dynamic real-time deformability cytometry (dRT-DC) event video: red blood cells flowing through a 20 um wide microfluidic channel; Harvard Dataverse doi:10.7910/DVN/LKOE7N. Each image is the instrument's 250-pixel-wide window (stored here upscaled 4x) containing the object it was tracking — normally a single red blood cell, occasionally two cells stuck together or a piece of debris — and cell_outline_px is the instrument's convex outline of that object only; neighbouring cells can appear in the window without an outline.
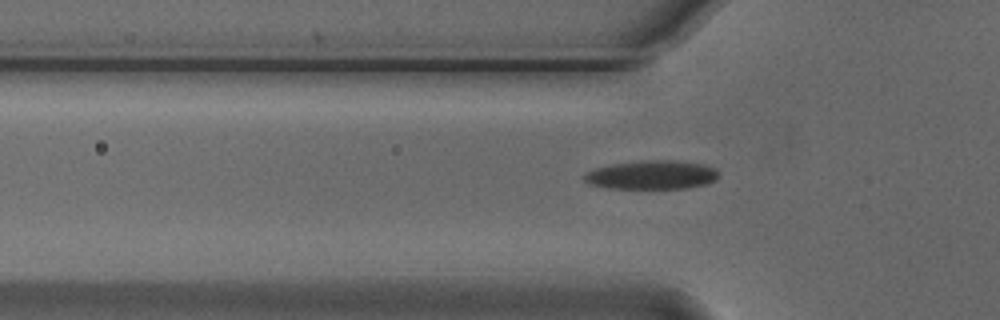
{"species": "Egyptian fruit bat (a non-hibernating species)", "species_latin": "Rousettus aegyptiacus", "temperature_condition": "cold", "stored_images_in_passage": 5, "camera_frame_rate_fps": 3000, "um_per_image_px": 0.085, "animal": {"sex": "male"}, "frame": {"image": 1, "passage_image": 3, "time_ms": 0.667, "image_size_px": [1000, 320], "cell_outline_px": [[720, 172], [716, 180], [708, 184], [688, 188], [608, 188], [588, 184], [584, 180], [584, 176], [588, 172], [596, 168], [612, 164], [640, 160], [676, 160], [704, 164], [716, 168]], "centroid_in_image_um": [55.46, 14.86], "position_along_channel_um": 70.3, "area_um2": 22.77}}